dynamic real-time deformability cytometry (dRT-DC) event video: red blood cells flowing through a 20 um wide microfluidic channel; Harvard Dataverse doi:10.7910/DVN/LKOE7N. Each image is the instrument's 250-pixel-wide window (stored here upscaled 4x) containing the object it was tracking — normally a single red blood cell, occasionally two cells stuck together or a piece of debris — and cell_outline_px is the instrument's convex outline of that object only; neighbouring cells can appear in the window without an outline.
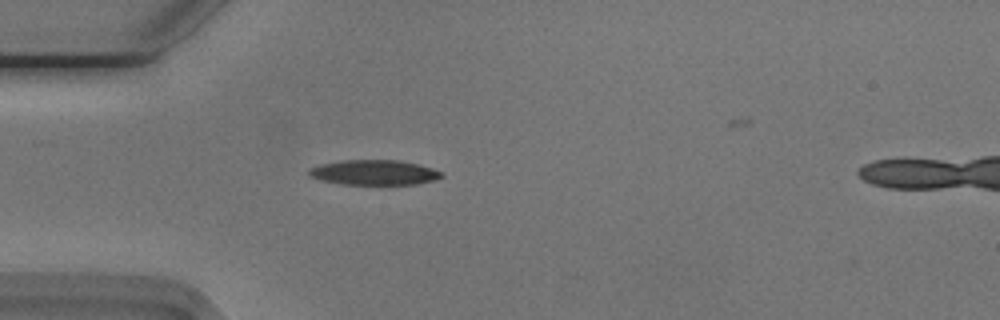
{"species": "Egyptian fruit bat (a non-hibernating species)", "species_latin": "Rousettus aegyptiacus", "temperature_condition": "cold", "stored_images_in_passage": 36, "camera_frame_rate_fps": 3000, "um_per_image_px": 0.085, "animal": {"sex": "male"}, "frame": {"image": 1, "passage_image": 1, "time_ms": 0.0, "image_size_px": [1000, 320], "cell_outline_px": [[444, 176], [436, 180], [416, 184], [340, 184], [320, 180], [308, 176], [308, 172], [312, 168], [320, 164], [344, 160], [400, 160], [420, 164], [444, 172]], "centroid_in_image_um": [31.85, 14.66], "position_along_channel_um": 53.2, "area_um2": 19.48}}
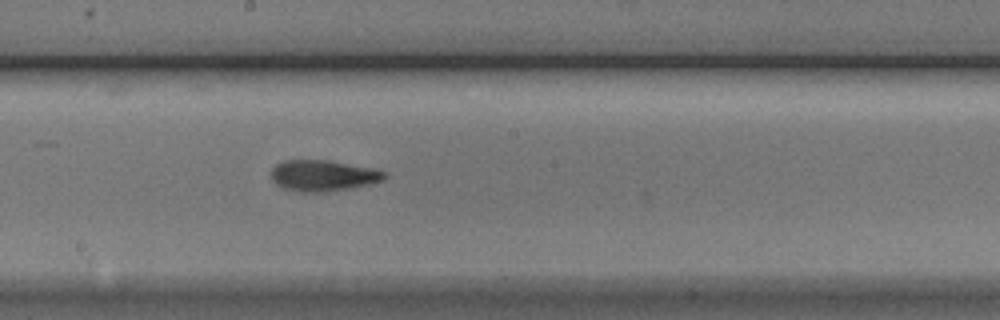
{"frame": {"image": 2, "passage_image": 15, "time_ms": 4.667, "image_size_px": [1000, 320], "cell_outline_px": [[388, 176], [384, 180], [368, 184], [348, 188], [324, 192], [300, 192], [284, 188], [276, 184], [272, 180], [272, 168], [276, 164], [284, 160], [328, 160], [376, 168], [388, 172]], "centroid_in_image_um": [27.5, 14.91], "position_along_channel_um": 220.7, "area_um2": 20.63}}
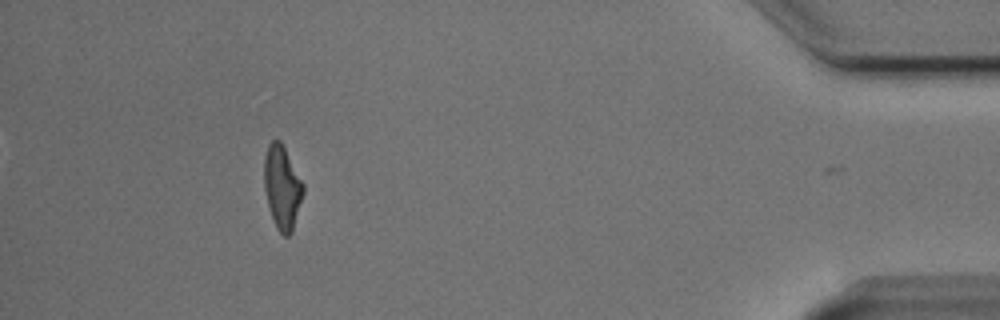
{"frame": {"image": 3, "passage_image": 35, "time_ms": 11.333, "image_size_px": [1000, 320], "cell_outline_px": [[304, 192], [292, 232], [288, 236], [284, 236], [276, 228], [268, 204], [264, 188], [264, 156], [268, 144], [272, 140], [280, 140], [304, 184]], "centroid_in_image_um": [23.98, 15.91], "position_along_channel_um": 411.2, "area_um2": 18.9}, "authors_computed_cell_mechanics": {"area_um2": 19.5075, "velocity_mm_per_s": 3.7692, "shape_relaxation_time_tau1_ms": 3.8686, "shape_relaxation_time_tau2_ms": 2.5698, "deformation_change_tau1": 0.1678, "deformation_change_tau2": 0.1127}}